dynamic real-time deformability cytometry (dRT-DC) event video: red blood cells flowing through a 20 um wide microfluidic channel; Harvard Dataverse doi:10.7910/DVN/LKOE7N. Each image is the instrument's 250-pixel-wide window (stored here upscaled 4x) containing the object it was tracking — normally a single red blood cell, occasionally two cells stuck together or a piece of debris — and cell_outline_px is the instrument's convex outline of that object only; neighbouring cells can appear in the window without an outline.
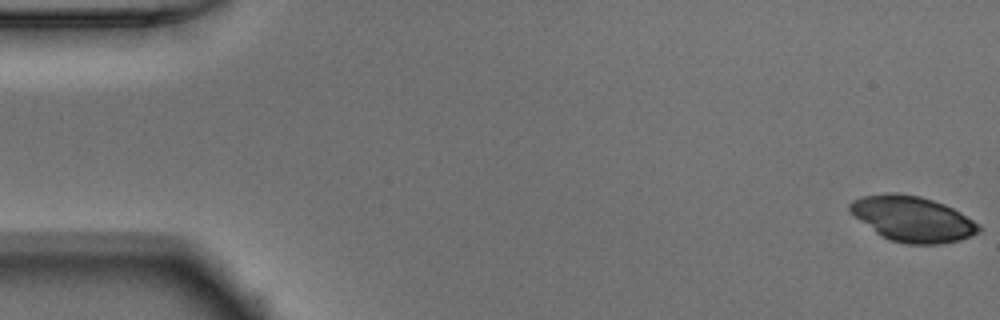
{"species": "Egyptian fruit bat (a non-hibernating species)", "species_latin": "Rousettus aegyptiacus", "temperature_condition": "warm", "stored_images_in_passage": 52, "camera_frame_rate_fps": 3000, "um_per_image_px": 0.085, "animal": {"sex": "male"}, "frame": {"image": 1, "passage_image": 1, "time_ms": 0.0, "image_size_px": [1000, 320], "cell_outline_px": [[980, 232], [972, 236], [960, 240], [940, 244], [904, 244], [888, 240], [880, 236], [860, 220], [848, 208], [848, 204], [852, 200], [860, 196], [888, 192], [896, 192], [920, 196], [944, 204], [960, 212], [980, 224]], "centroid_in_image_um": [77.56, 18.61], "position_along_channel_um": 7.4, "area_um2": 34.33}}
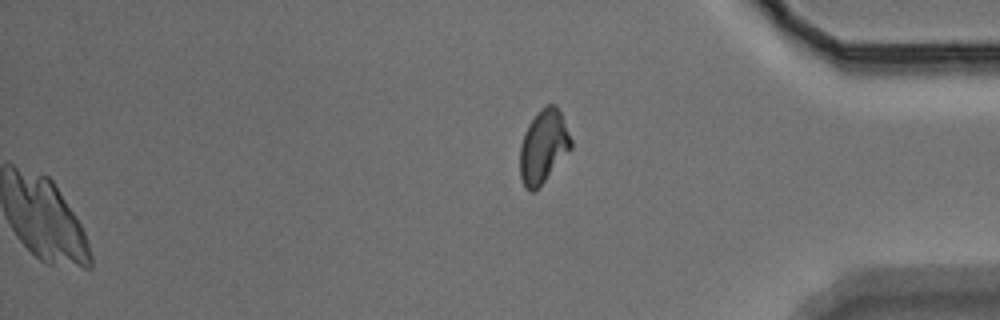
{"frame": {"image": 2, "passage_image": 52, "time_ms": 17.0, "image_size_px": [1000, 320], "cell_outline_px": [[572, 148], [544, 180], [532, 192], [524, 188], [520, 176], [520, 144], [524, 132], [528, 124], [536, 112], [548, 104], [556, 104], [560, 112], [572, 140]], "centroid_in_image_um": [46.17, 12.42], "position_along_channel_um": 389.0, "area_um2": 21.62}}